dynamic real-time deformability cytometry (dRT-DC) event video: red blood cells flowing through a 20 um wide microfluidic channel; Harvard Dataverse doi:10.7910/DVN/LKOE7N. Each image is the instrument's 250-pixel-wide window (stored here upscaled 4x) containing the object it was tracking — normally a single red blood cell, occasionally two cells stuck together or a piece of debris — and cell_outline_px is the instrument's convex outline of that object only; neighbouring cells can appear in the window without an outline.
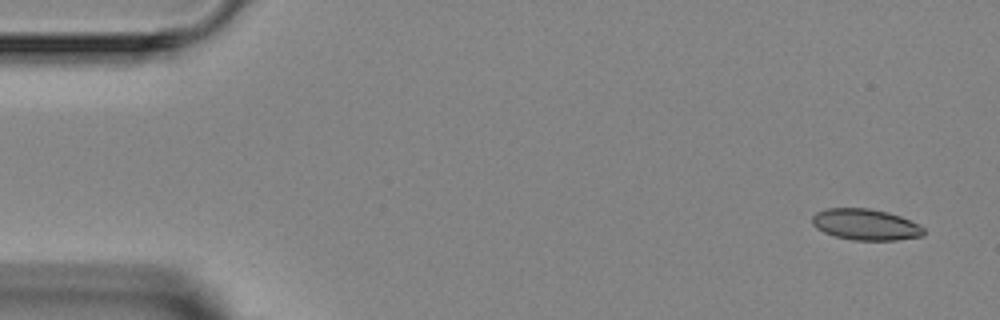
{"species": "Egyptian fruit bat (a non-hibernating species)", "species_latin": "Rousettus aegyptiacus", "temperature_condition": "room temperature", "stored_images_in_passage": 4, "camera_frame_rate_fps": 3000, "um_per_image_px": 0.085, "animal": {"sex": "female"}, "frame": {"image": 1, "passage_image": 1, "time_ms": 0.0, "image_size_px": [1000, 320], "cell_outline_px": [[924, 236], [896, 240], [852, 240], [836, 236], [824, 232], [816, 228], [812, 224], [812, 216], [816, 212], [828, 208], [868, 208], [888, 212], [900, 216], [924, 228]], "centroid_in_image_um": [73.55, 19.08], "position_along_channel_um": 11.4, "area_um2": 20.17}}
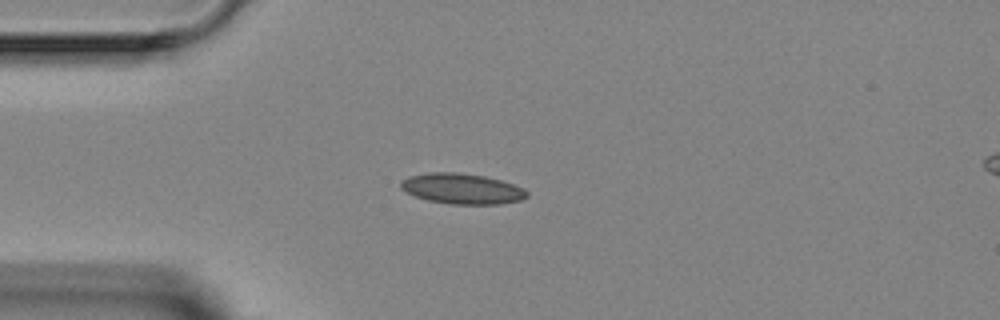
{"frame": {"image": 2, "passage_image": 4, "time_ms": 3.333, "image_size_px": [1000, 320], "cell_outline_px": [[528, 196], [520, 200], [500, 204], [452, 204], [428, 200], [416, 196], [400, 188], [400, 184], [408, 176], [428, 172], [456, 172], [484, 176], [500, 180], [524, 188], [528, 192]], "centroid_in_image_um": [39.28, 16.04], "position_along_channel_um": 45.7, "area_um2": 22.25}}